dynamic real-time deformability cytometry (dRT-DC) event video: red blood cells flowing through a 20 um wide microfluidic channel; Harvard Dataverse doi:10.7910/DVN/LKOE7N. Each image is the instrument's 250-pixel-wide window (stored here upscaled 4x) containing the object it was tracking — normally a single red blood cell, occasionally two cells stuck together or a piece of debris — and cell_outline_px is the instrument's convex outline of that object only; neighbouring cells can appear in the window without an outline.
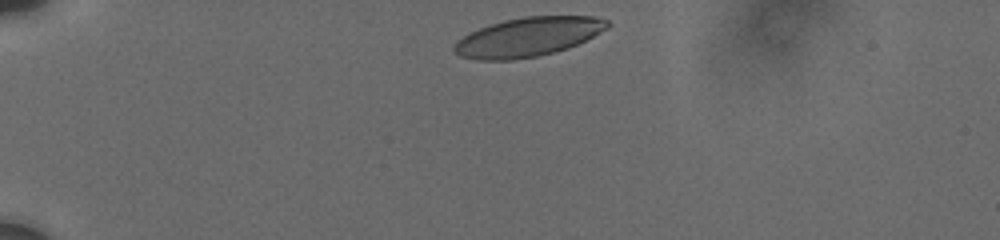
{"species": "human", "species_latin": "Homo sapiens", "temperature_condition": "cold", "stored_images_in_passage": 3, "camera_frame_rate_fps": 3000, "um_per_image_px": 0.085, "donor": {"sex": "male"}, "frame": {"image": 1, "passage_image": 1, "time_ms": 0.0, "image_size_px": [1000, 240], "cell_outline_px": [[612, 24], [608, 28], [568, 48], [536, 56], [512, 60], [480, 60], [460, 56], [452, 52], [452, 48], [456, 40], [480, 28], [504, 20], [524, 16], [600, 16], [608, 20]], "centroid_in_image_um": [44.88, 3.13], "position_along_channel_um": 40.1, "area_um2": 34.8}}